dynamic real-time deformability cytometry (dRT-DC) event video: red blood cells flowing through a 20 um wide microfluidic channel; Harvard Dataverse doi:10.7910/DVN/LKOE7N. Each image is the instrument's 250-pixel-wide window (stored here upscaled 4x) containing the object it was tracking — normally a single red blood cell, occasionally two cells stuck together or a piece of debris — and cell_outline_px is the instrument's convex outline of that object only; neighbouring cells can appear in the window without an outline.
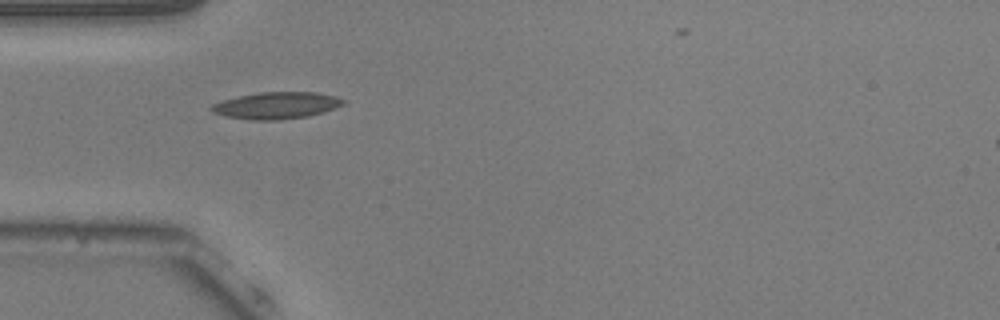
{"species": "common noctule bat (a hibernating species)", "species_latin": "Nyctalus noctula", "temperature_condition": "warm", "stored_images_in_passage": 28, "camera_frame_rate_fps": 3000, "um_per_image_px": 0.085, "animal": {"sex": "male", "body_mass_g": 20.5, "forearm_length_mm": 52.5}, "frame": {"image": 1, "passage_image": 1, "time_ms": 0.0, "image_size_px": [1000, 320], "cell_outline_px": [[344, 104], [308, 116], [280, 120], [252, 120], [228, 116], [212, 112], [208, 108], [212, 104], [224, 100], [240, 96], [260, 92], [316, 92], [336, 96], [344, 100]], "centroid_in_image_um": [23.47, 8.96], "position_along_channel_um": 61.5, "area_um2": 20.29}}
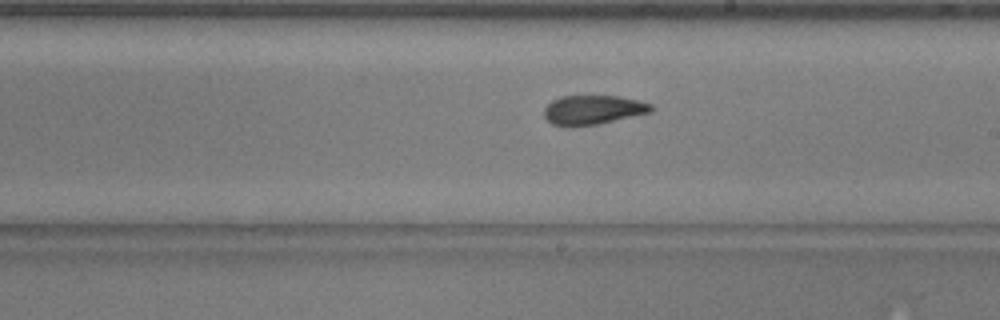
{"frame": {"image": 2, "passage_image": 15, "time_ms": 4.667, "image_size_px": [1000, 320], "cell_outline_px": [[656, 108], [652, 112], [596, 124], [572, 128], [564, 128], [552, 124], [544, 116], [544, 108], [552, 100], [560, 96], [616, 96], [640, 100], [652, 104]], "centroid_in_image_um": [50.39, 9.35], "position_along_channel_um": 238.6, "area_um2": 18.61}}
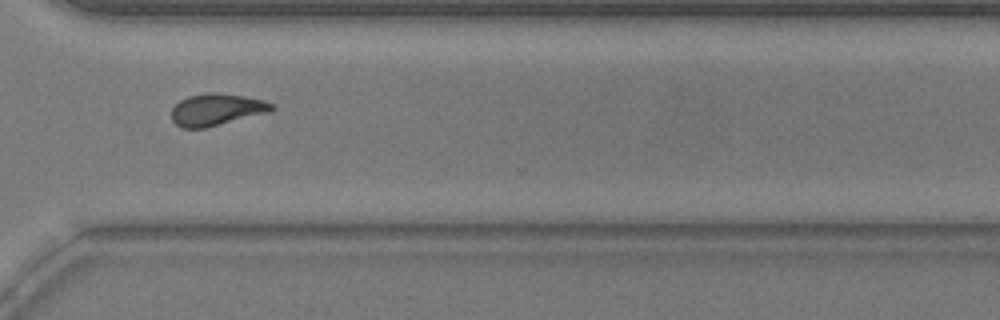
{"frame": {"image": 3, "passage_image": 24, "time_ms": 7.667, "image_size_px": [1000, 320], "cell_outline_px": [[276, 108], [272, 112], [204, 128], [180, 128], [172, 120], [172, 108], [180, 100], [188, 96], [208, 92], [216, 92], [244, 96], [264, 100], [272, 104]], "centroid_in_image_um": [18.43, 9.31], "position_along_channel_um": 352.2, "area_um2": 18.79}, "authors_computed_cell_mechanics": {"area_um2": 18.4093, "velocity_mm_per_s": 3.7962, "shape_relaxation_time_tau1_ms": null, "shape_relaxation_time_tau2_ms": 2.3813, "deformation_change_tau1": null, "deformation_change_tau2": 0.1032}}